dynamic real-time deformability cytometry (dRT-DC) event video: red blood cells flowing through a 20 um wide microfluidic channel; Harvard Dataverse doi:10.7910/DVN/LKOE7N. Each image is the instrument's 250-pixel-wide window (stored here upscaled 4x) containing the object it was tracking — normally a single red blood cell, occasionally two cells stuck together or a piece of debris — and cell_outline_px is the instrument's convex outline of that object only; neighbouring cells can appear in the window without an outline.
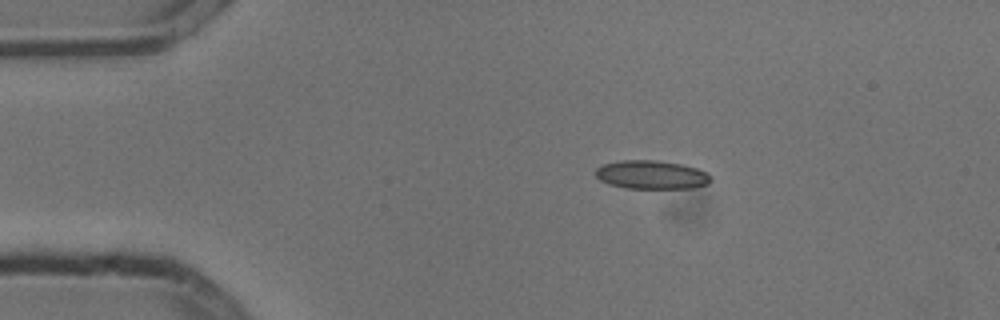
{"species": "common noctule bat (a hibernating species)", "species_latin": "Nyctalus noctula", "temperature_condition": "cold", "stored_images_in_passage": 3, "camera_frame_rate_fps": 3000, "um_per_image_px": 0.085, "animal": {"sex": "male", "body_mass_g": 13.3}, "frame": {"image": 1, "passage_image": 2, "time_ms": 0.333, "image_size_px": [1000, 320], "cell_outline_px": [[712, 180], [708, 184], [688, 188], [624, 188], [608, 184], [600, 180], [596, 176], [596, 168], [604, 164], [624, 160], [656, 160], [680, 164], [696, 168], [712, 176]], "centroid_in_image_um": [55.37, 14.86], "position_along_channel_um": 29.6, "area_um2": 19.07}}